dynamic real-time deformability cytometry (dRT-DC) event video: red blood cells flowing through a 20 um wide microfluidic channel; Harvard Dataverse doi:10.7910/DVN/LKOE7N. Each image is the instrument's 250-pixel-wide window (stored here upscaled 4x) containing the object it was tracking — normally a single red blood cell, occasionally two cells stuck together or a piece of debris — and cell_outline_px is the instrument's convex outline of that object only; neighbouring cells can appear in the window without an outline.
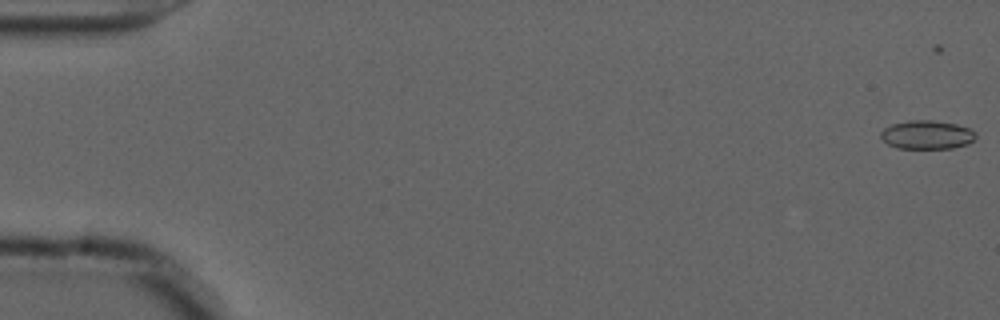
{"species": "common noctule bat (a hibernating species)", "species_latin": "Nyctalus noctula", "temperature_condition": "cold", "stored_images_in_passage": 30, "camera_frame_rate_fps": 3000, "um_per_image_px": 0.085, "animal": {"sex": "male", "forearm_length_mm": 52.5}, "frame": {"image": 1, "passage_image": 3, "time_ms": 0.667, "image_size_px": [1000, 320], "cell_outline_px": [[976, 136], [968, 144], [952, 148], [896, 148], [888, 144], [880, 136], [880, 132], [884, 128], [892, 124], [908, 120], [932, 120], [956, 124], [968, 128], [976, 132]], "centroid_in_image_um": [78.77, 11.45], "position_along_channel_um": 6.2, "area_um2": 15.84}}
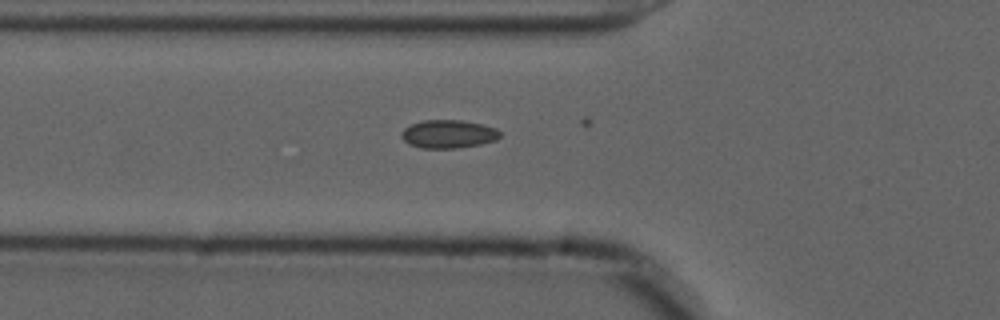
{"frame": {"image": 2, "passage_image": 22, "time_ms": 7.0, "image_size_px": [1000, 320], "cell_outline_px": [[500, 136], [496, 140], [480, 144], [460, 148], [420, 148], [408, 144], [400, 136], [400, 132], [404, 128], [412, 124], [424, 120], [460, 120], [484, 124], [496, 128], [500, 132]], "centroid_in_image_um": [38.1, 11.39], "position_along_channel_um": 87.7, "area_um2": 16.36}}
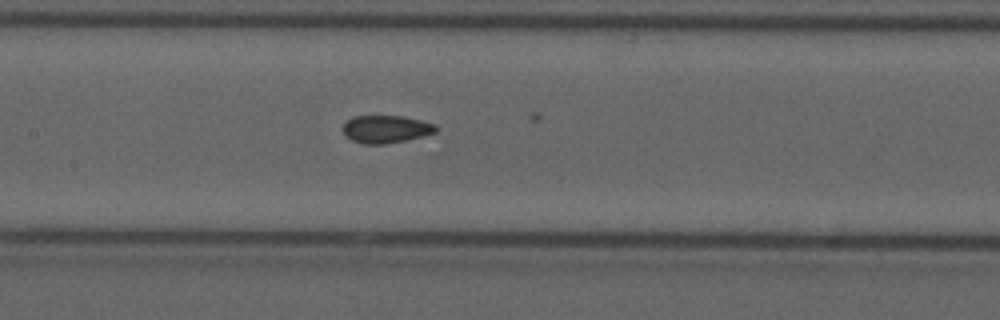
{"frame": {"image": 3, "passage_image": 29, "time_ms": 9.333, "image_size_px": [1000, 320], "cell_outline_px": [[436, 132], [404, 140], [384, 144], [364, 144], [352, 140], [344, 136], [340, 128], [352, 116], [404, 116], [436, 124]], "centroid_in_image_um": [32.74, 10.97], "position_along_channel_um": 174.7, "area_um2": 14.97}}